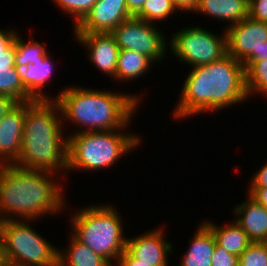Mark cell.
Here are the masks:
<instances>
[{"label": "cell", "instance_id": "d6a6232c", "mask_svg": "<svg viewBox=\"0 0 267 266\" xmlns=\"http://www.w3.org/2000/svg\"><path fill=\"white\" fill-rule=\"evenodd\" d=\"M248 196L253 198L257 203L263 205L267 209V187L265 188H249Z\"/></svg>", "mask_w": 267, "mask_h": 266}, {"label": "cell", "instance_id": "9a60e30c", "mask_svg": "<svg viewBox=\"0 0 267 266\" xmlns=\"http://www.w3.org/2000/svg\"><path fill=\"white\" fill-rule=\"evenodd\" d=\"M249 197L236 205L234 221L244 230L251 242H267V209Z\"/></svg>", "mask_w": 267, "mask_h": 266}, {"label": "cell", "instance_id": "44dd1931", "mask_svg": "<svg viewBox=\"0 0 267 266\" xmlns=\"http://www.w3.org/2000/svg\"><path fill=\"white\" fill-rule=\"evenodd\" d=\"M69 248L59 250L58 266H112L105 258L96 254L88 246L69 238Z\"/></svg>", "mask_w": 267, "mask_h": 266}, {"label": "cell", "instance_id": "f35d334b", "mask_svg": "<svg viewBox=\"0 0 267 266\" xmlns=\"http://www.w3.org/2000/svg\"><path fill=\"white\" fill-rule=\"evenodd\" d=\"M2 260H3V252H2V236H1V232H0V265L2 264Z\"/></svg>", "mask_w": 267, "mask_h": 266}, {"label": "cell", "instance_id": "cb8c5ba5", "mask_svg": "<svg viewBox=\"0 0 267 266\" xmlns=\"http://www.w3.org/2000/svg\"><path fill=\"white\" fill-rule=\"evenodd\" d=\"M246 75V91L248 98L251 94L267 97V59L259 62H243Z\"/></svg>", "mask_w": 267, "mask_h": 266}, {"label": "cell", "instance_id": "7402d4cb", "mask_svg": "<svg viewBox=\"0 0 267 266\" xmlns=\"http://www.w3.org/2000/svg\"><path fill=\"white\" fill-rule=\"evenodd\" d=\"M154 62L144 54L134 50H120L117 59L116 81L138 79Z\"/></svg>", "mask_w": 267, "mask_h": 266}, {"label": "cell", "instance_id": "8d00e7d4", "mask_svg": "<svg viewBox=\"0 0 267 266\" xmlns=\"http://www.w3.org/2000/svg\"><path fill=\"white\" fill-rule=\"evenodd\" d=\"M0 266H32V265H27V264H24V263H20V262H17V261H13V260H10V259L3 258L2 264Z\"/></svg>", "mask_w": 267, "mask_h": 266}, {"label": "cell", "instance_id": "e0dca14e", "mask_svg": "<svg viewBox=\"0 0 267 266\" xmlns=\"http://www.w3.org/2000/svg\"><path fill=\"white\" fill-rule=\"evenodd\" d=\"M194 233L193 239L190 240V248L184 254L179 266H211L216 247L214 234L204 222Z\"/></svg>", "mask_w": 267, "mask_h": 266}, {"label": "cell", "instance_id": "e575fe53", "mask_svg": "<svg viewBox=\"0 0 267 266\" xmlns=\"http://www.w3.org/2000/svg\"><path fill=\"white\" fill-rule=\"evenodd\" d=\"M199 1L200 0H173V3L182 12H191L199 4Z\"/></svg>", "mask_w": 267, "mask_h": 266}, {"label": "cell", "instance_id": "30bf717a", "mask_svg": "<svg viewBox=\"0 0 267 266\" xmlns=\"http://www.w3.org/2000/svg\"><path fill=\"white\" fill-rule=\"evenodd\" d=\"M227 54L239 62L261 61V48L267 41V23L250 16L225 29Z\"/></svg>", "mask_w": 267, "mask_h": 266}, {"label": "cell", "instance_id": "5bb4252c", "mask_svg": "<svg viewBox=\"0 0 267 266\" xmlns=\"http://www.w3.org/2000/svg\"><path fill=\"white\" fill-rule=\"evenodd\" d=\"M25 119V102L17 103L0 120V165L13 164L19 157Z\"/></svg>", "mask_w": 267, "mask_h": 266}, {"label": "cell", "instance_id": "f546056e", "mask_svg": "<svg viewBox=\"0 0 267 266\" xmlns=\"http://www.w3.org/2000/svg\"><path fill=\"white\" fill-rule=\"evenodd\" d=\"M249 16L267 23V0H249Z\"/></svg>", "mask_w": 267, "mask_h": 266}, {"label": "cell", "instance_id": "603a6c76", "mask_svg": "<svg viewBox=\"0 0 267 266\" xmlns=\"http://www.w3.org/2000/svg\"><path fill=\"white\" fill-rule=\"evenodd\" d=\"M19 35L20 34H18L15 39V67L17 69L21 70L30 64H34L38 60H44L49 55L45 45L34 41V39L24 42Z\"/></svg>", "mask_w": 267, "mask_h": 266}, {"label": "cell", "instance_id": "9c48e42d", "mask_svg": "<svg viewBox=\"0 0 267 266\" xmlns=\"http://www.w3.org/2000/svg\"><path fill=\"white\" fill-rule=\"evenodd\" d=\"M154 25L132 16L120 23L111 33L120 50H134L155 63L165 58L169 43L166 42L163 32Z\"/></svg>", "mask_w": 267, "mask_h": 266}, {"label": "cell", "instance_id": "4dcf8cb0", "mask_svg": "<svg viewBox=\"0 0 267 266\" xmlns=\"http://www.w3.org/2000/svg\"><path fill=\"white\" fill-rule=\"evenodd\" d=\"M251 184L249 188H265L267 187V163L261 167V169L254 174L251 179Z\"/></svg>", "mask_w": 267, "mask_h": 266}, {"label": "cell", "instance_id": "4fadbf2b", "mask_svg": "<svg viewBox=\"0 0 267 266\" xmlns=\"http://www.w3.org/2000/svg\"><path fill=\"white\" fill-rule=\"evenodd\" d=\"M143 233L133 238H127L126 250L136 259L153 266H168V253L172 252V244L164 237V228ZM164 235V236H163Z\"/></svg>", "mask_w": 267, "mask_h": 266}, {"label": "cell", "instance_id": "52a82bcc", "mask_svg": "<svg viewBox=\"0 0 267 266\" xmlns=\"http://www.w3.org/2000/svg\"><path fill=\"white\" fill-rule=\"evenodd\" d=\"M27 220H2L3 258L32 266H58L59 248L38 234Z\"/></svg>", "mask_w": 267, "mask_h": 266}, {"label": "cell", "instance_id": "277c9868", "mask_svg": "<svg viewBox=\"0 0 267 266\" xmlns=\"http://www.w3.org/2000/svg\"><path fill=\"white\" fill-rule=\"evenodd\" d=\"M73 86L62 90L53 100L59 104L64 120L81 126L75 133L124 129L141 104L136 94Z\"/></svg>", "mask_w": 267, "mask_h": 266}, {"label": "cell", "instance_id": "ac0fdd59", "mask_svg": "<svg viewBox=\"0 0 267 266\" xmlns=\"http://www.w3.org/2000/svg\"><path fill=\"white\" fill-rule=\"evenodd\" d=\"M0 94L17 103L36 101L24 88L21 70L15 67V56H0Z\"/></svg>", "mask_w": 267, "mask_h": 266}, {"label": "cell", "instance_id": "2e32d148", "mask_svg": "<svg viewBox=\"0 0 267 266\" xmlns=\"http://www.w3.org/2000/svg\"><path fill=\"white\" fill-rule=\"evenodd\" d=\"M193 11L233 25L249 16V0H200Z\"/></svg>", "mask_w": 267, "mask_h": 266}, {"label": "cell", "instance_id": "6da1fadb", "mask_svg": "<svg viewBox=\"0 0 267 266\" xmlns=\"http://www.w3.org/2000/svg\"><path fill=\"white\" fill-rule=\"evenodd\" d=\"M182 87L173 110L174 118L180 120L220 111L248 98L244 65L229 54L207 65L192 67Z\"/></svg>", "mask_w": 267, "mask_h": 266}, {"label": "cell", "instance_id": "3957f363", "mask_svg": "<svg viewBox=\"0 0 267 266\" xmlns=\"http://www.w3.org/2000/svg\"><path fill=\"white\" fill-rule=\"evenodd\" d=\"M55 100L25 102L22 146L13 163L24 169L57 173L67 169L68 138ZM57 171V172H56Z\"/></svg>", "mask_w": 267, "mask_h": 266}, {"label": "cell", "instance_id": "ffe728a7", "mask_svg": "<svg viewBox=\"0 0 267 266\" xmlns=\"http://www.w3.org/2000/svg\"><path fill=\"white\" fill-rule=\"evenodd\" d=\"M215 236L216 243L230 254L239 256L252 243L244 230L233 220L220 227L212 221L204 222Z\"/></svg>", "mask_w": 267, "mask_h": 266}, {"label": "cell", "instance_id": "74e56055", "mask_svg": "<svg viewBox=\"0 0 267 266\" xmlns=\"http://www.w3.org/2000/svg\"><path fill=\"white\" fill-rule=\"evenodd\" d=\"M267 59V41L264 43L263 47L261 48V61Z\"/></svg>", "mask_w": 267, "mask_h": 266}, {"label": "cell", "instance_id": "d590c367", "mask_svg": "<svg viewBox=\"0 0 267 266\" xmlns=\"http://www.w3.org/2000/svg\"><path fill=\"white\" fill-rule=\"evenodd\" d=\"M146 0H126L127 10L132 16H135L143 7Z\"/></svg>", "mask_w": 267, "mask_h": 266}, {"label": "cell", "instance_id": "d6986e66", "mask_svg": "<svg viewBox=\"0 0 267 266\" xmlns=\"http://www.w3.org/2000/svg\"><path fill=\"white\" fill-rule=\"evenodd\" d=\"M54 64L51 57L48 55L44 60H38L34 64L21 69V76L24 88L37 101L53 100V97H48L43 87L50 81Z\"/></svg>", "mask_w": 267, "mask_h": 266}, {"label": "cell", "instance_id": "d4e9b609", "mask_svg": "<svg viewBox=\"0 0 267 266\" xmlns=\"http://www.w3.org/2000/svg\"><path fill=\"white\" fill-rule=\"evenodd\" d=\"M178 10L173 0H146L135 17L155 24L156 21H163Z\"/></svg>", "mask_w": 267, "mask_h": 266}, {"label": "cell", "instance_id": "7c38bea8", "mask_svg": "<svg viewBox=\"0 0 267 266\" xmlns=\"http://www.w3.org/2000/svg\"><path fill=\"white\" fill-rule=\"evenodd\" d=\"M75 39L90 51L88 58L99 71L116 80L117 59L120 48L112 33H74Z\"/></svg>", "mask_w": 267, "mask_h": 266}, {"label": "cell", "instance_id": "ba28073f", "mask_svg": "<svg viewBox=\"0 0 267 266\" xmlns=\"http://www.w3.org/2000/svg\"><path fill=\"white\" fill-rule=\"evenodd\" d=\"M178 31L172 34L168 42L171 53L191 68L207 65L227 54L225 30L221 36L194 25Z\"/></svg>", "mask_w": 267, "mask_h": 266}, {"label": "cell", "instance_id": "f1b7e54d", "mask_svg": "<svg viewBox=\"0 0 267 266\" xmlns=\"http://www.w3.org/2000/svg\"><path fill=\"white\" fill-rule=\"evenodd\" d=\"M211 266H238V256L228 253L216 243Z\"/></svg>", "mask_w": 267, "mask_h": 266}, {"label": "cell", "instance_id": "8fae6325", "mask_svg": "<svg viewBox=\"0 0 267 266\" xmlns=\"http://www.w3.org/2000/svg\"><path fill=\"white\" fill-rule=\"evenodd\" d=\"M130 17L126 0H98L73 33H111Z\"/></svg>", "mask_w": 267, "mask_h": 266}, {"label": "cell", "instance_id": "1f68e13d", "mask_svg": "<svg viewBox=\"0 0 267 266\" xmlns=\"http://www.w3.org/2000/svg\"><path fill=\"white\" fill-rule=\"evenodd\" d=\"M114 266H153V264L141 263L138 259L134 258L126 249L119 257Z\"/></svg>", "mask_w": 267, "mask_h": 266}, {"label": "cell", "instance_id": "4316f807", "mask_svg": "<svg viewBox=\"0 0 267 266\" xmlns=\"http://www.w3.org/2000/svg\"><path fill=\"white\" fill-rule=\"evenodd\" d=\"M61 11L65 14H70L71 17L75 18L74 27H76L84 17L89 13L93 5L98 0H53Z\"/></svg>", "mask_w": 267, "mask_h": 266}, {"label": "cell", "instance_id": "7a4b0ae2", "mask_svg": "<svg viewBox=\"0 0 267 266\" xmlns=\"http://www.w3.org/2000/svg\"><path fill=\"white\" fill-rule=\"evenodd\" d=\"M57 174L0 165V221L20 218L30 222L61 212L66 202L63 185L53 179Z\"/></svg>", "mask_w": 267, "mask_h": 266}, {"label": "cell", "instance_id": "484cf974", "mask_svg": "<svg viewBox=\"0 0 267 266\" xmlns=\"http://www.w3.org/2000/svg\"><path fill=\"white\" fill-rule=\"evenodd\" d=\"M240 266H267V242H252L238 256Z\"/></svg>", "mask_w": 267, "mask_h": 266}, {"label": "cell", "instance_id": "836d02e7", "mask_svg": "<svg viewBox=\"0 0 267 266\" xmlns=\"http://www.w3.org/2000/svg\"><path fill=\"white\" fill-rule=\"evenodd\" d=\"M17 104L12 98L0 94V120Z\"/></svg>", "mask_w": 267, "mask_h": 266}, {"label": "cell", "instance_id": "5b68a950", "mask_svg": "<svg viewBox=\"0 0 267 266\" xmlns=\"http://www.w3.org/2000/svg\"><path fill=\"white\" fill-rule=\"evenodd\" d=\"M115 206L110 204L91 205L76 211L69 221L77 241L88 246L105 258L112 266L125 251L127 238L124 237L122 218ZM112 260V261H111Z\"/></svg>", "mask_w": 267, "mask_h": 266}, {"label": "cell", "instance_id": "8992f818", "mask_svg": "<svg viewBox=\"0 0 267 266\" xmlns=\"http://www.w3.org/2000/svg\"><path fill=\"white\" fill-rule=\"evenodd\" d=\"M124 129L70 133L68 135L67 169L98 171L111 167L121 156L136 149L139 136ZM123 131V132H121ZM125 133V134H124Z\"/></svg>", "mask_w": 267, "mask_h": 266}, {"label": "cell", "instance_id": "83f0119b", "mask_svg": "<svg viewBox=\"0 0 267 266\" xmlns=\"http://www.w3.org/2000/svg\"><path fill=\"white\" fill-rule=\"evenodd\" d=\"M17 32L0 29V56H16L15 39Z\"/></svg>", "mask_w": 267, "mask_h": 266}]
</instances>
